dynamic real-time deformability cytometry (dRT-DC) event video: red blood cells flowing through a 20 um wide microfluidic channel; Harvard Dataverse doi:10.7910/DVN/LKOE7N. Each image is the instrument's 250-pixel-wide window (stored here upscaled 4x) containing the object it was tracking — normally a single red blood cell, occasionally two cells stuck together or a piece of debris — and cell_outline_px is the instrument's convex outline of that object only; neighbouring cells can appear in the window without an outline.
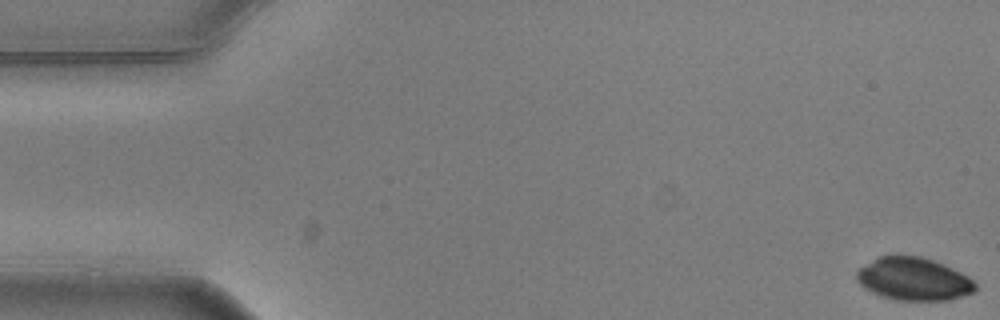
{"species": "common noctule bat (a hibernating species)", "species_latin": "Nyctalus noctula", "temperature_condition": "warm", "stored_images_in_passage": 6, "camera_frame_rate_fps": 3000, "um_per_image_px": 0.085, "animal": {"sex": "male", "body_mass_g": 20.5, "forearm_length_mm": 52.5}, "frame": {"image": 1, "passage_image": 1, "time_ms": 0.0, "image_size_px": [1000, 320], "cell_outline_px": [[976, 288], [972, 292], [948, 300], [896, 300], [880, 296], [864, 288], [856, 280], [856, 272], [860, 268], [880, 256], [920, 256], [944, 264], [968, 276], [976, 284]], "centroid_in_image_um": [77.64, 23.72], "position_along_channel_um": 7.4, "area_um2": 29.3}}